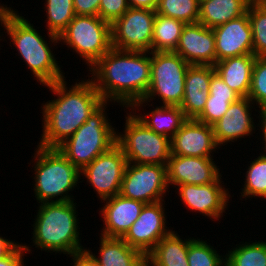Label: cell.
Returning <instances> with one entry per match:
<instances>
[{"mask_svg":"<svg viewBox=\"0 0 266 266\" xmlns=\"http://www.w3.org/2000/svg\"><path fill=\"white\" fill-rule=\"evenodd\" d=\"M247 13L253 35V54L266 56V5L252 1Z\"/></svg>","mask_w":266,"mask_h":266,"instance_id":"32","label":"cell"},{"mask_svg":"<svg viewBox=\"0 0 266 266\" xmlns=\"http://www.w3.org/2000/svg\"><path fill=\"white\" fill-rule=\"evenodd\" d=\"M58 38L89 69L112 48L111 24L99 16L75 15Z\"/></svg>","mask_w":266,"mask_h":266,"instance_id":"8","label":"cell"},{"mask_svg":"<svg viewBox=\"0 0 266 266\" xmlns=\"http://www.w3.org/2000/svg\"><path fill=\"white\" fill-rule=\"evenodd\" d=\"M99 253L86 248L101 266H146V257L122 238L100 235Z\"/></svg>","mask_w":266,"mask_h":266,"instance_id":"23","label":"cell"},{"mask_svg":"<svg viewBox=\"0 0 266 266\" xmlns=\"http://www.w3.org/2000/svg\"><path fill=\"white\" fill-rule=\"evenodd\" d=\"M189 66L175 52H151L150 83L143 100L153 104L152 100L158 97L163 103L160 105L180 106Z\"/></svg>","mask_w":266,"mask_h":266,"instance_id":"9","label":"cell"},{"mask_svg":"<svg viewBox=\"0 0 266 266\" xmlns=\"http://www.w3.org/2000/svg\"><path fill=\"white\" fill-rule=\"evenodd\" d=\"M257 130H259V134L261 135V139L259 140L262 143V147L261 150L263 149L262 153L264 155H266V115H263L260 121V129L257 128ZM262 132V133H261Z\"/></svg>","mask_w":266,"mask_h":266,"instance_id":"45","label":"cell"},{"mask_svg":"<svg viewBox=\"0 0 266 266\" xmlns=\"http://www.w3.org/2000/svg\"><path fill=\"white\" fill-rule=\"evenodd\" d=\"M18 244L0 235V260L5 258Z\"/></svg>","mask_w":266,"mask_h":266,"instance_id":"43","label":"cell"},{"mask_svg":"<svg viewBox=\"0 0 266 266\" xmlns=\"http://www.w3.org/2000/svg\"><path fill=\"white\" fill-rule=\"evenodd\" d=\"M250 165V166H249ZM248 166V168H247ZM246 166V174L243 188H241L240 200L252 199V197L262 198L266 200V155L259 153L255 158Z\"/></svg>","mask_w":266,"mask_h":266,"instance_id":"28","label":"cell"},{"mask_svg":"<svg viewBox=\"0 0 266 266\" xmlns=\"http://www.w3.org/2000/svg\"><path fill=\"white\" fill-rule=\"evenodd\" d=\"M34 161V197L40 203L75 201L69 193L76 189L80 170L56 148L36 146ZM71 194V195H70Z\"/></svg>","mask_w":266,"mask_h":266,"instance_id":"5","label":"cell"},{"mask_svg":"<svg viewBox=\"0 0 266 266\" xmlns=\"http://www.w3.org/2000/svg\"><path fill=\"white\" fill-rule=\"evenodd\" d=\"M158 0H128L130 8L150 9L155 11Z\"/></svg>","mask_w":266,"mask_h":266,"instance_id":"44","label":"cell"},{"mask_svg":"<svg viewBox=\"0 0 266 266\" xmlns=\"http://www.w3.org/2000/svg\"><path fill=\"white\" fill-rule=\"evenodd\" d=\"M151 52L111 48L88 71L103 101L129 109L144 99L150 83ZM119 103V104H116Z\"/></svg>","mask_w":266,"mask_h":266,"instance_id":"1","label":"cell"},{"mask_svg":"<svg viewBox=\"0 0 266 266\" xmlns=\"http://www.w3.org/2000/svg\"><path fill=\"white\" fill-rule=\"evenodd\" d=\"M101 0H73L76 15L98 16Z\"/></svg>","mask_w":266,"mask_h":266,"instance_id":"40","label":"cell"},{"mask_svg":"<svg viewBox=\"0 0 266 266\" xmlns=\"http://www.w3.org/2000/svg\"><path fill=\"white\" fill-rule=\"evenodd\" d=\"M193 237L182 239L172 231L163 237L154 249L146 256V266H189L187 254L189 242Z\"/></svg>","mask_w":266,"mask_h":266,"instance_id":"24","label":"cell"},{"mask_svg":"<svg viewBox=\"0 0 266 266\" xmlns=\"http://www.w3.org/2000/svg\"><path fill=\"white\" fill-rule=\"evenodd\" d=\"M15 10L12 7H8L7 4L4 5L3 3H0V27L2 26V30H4L5 33V28L7 26L8 20L9 18L14 14ZM1 31V30H0ZM3 32L2 35L0 33V41H2L3 38H1L3 36Z\"/></svg>","mask_w":266,"mask_h":266,"instance_id":"42","label":"cell"},{"mask_svg":"<svg viewBox=\"0 0 266 266\" xmlns=\"http://www.w3.org/2000/svg\"><path fill=\"white\" fill-rule=\"evenodd\" d=\"M127 163L125 154L116 144L82 168L80 175L87 178V185H91L102 201L119 194Z\"/></svg>","mask_w":266,"mask_h":266,"instance_id":"12","label":"cell"},{"mask_svg":"<svg viewBox=\"0 0 266 266\" xmlns=\"http://www.w3.org/2000/svg\"><path fill=\"white\" fill-rule=\"evenodd\" d=\"M69 257L72 258L73 263H70L72 266H101L87 249L75 252Z\"/></svg>","mask_w":266,"mask_h":266,"instance_id":"41","label":"cell"},{"mask_svg":"<svg viewBox=\"0 0 266 266\" xmlns=\"http://www.w3.org/2000/svg\"><path fill=\"white\" fill-rule=\"evenodd\" d=\"M165 200L145 204L138 219L122 239L132 248L140 251L145 257L157 243L170 234L173 229L167 227Z\"/></svg>","mask_w":266,"mask_h":266,"instance_id":"13","label":"cell"},{"mask_svg":"<svg viewBox=\"0 0 266 266\" xmlns=\"http://www.w3.org/2000/svg\"><path fill=\"white\" fill-rule=\"evenodd\" d=\"M128 0H101L99 5L98 16L112 24L120 18L128 9Z\"/></svg>","mask_w":266,"mask_h":266,"instance_id":"37","label":"cell"},{"mask_svg":"<svg viewBox=\"0 0 266 266\" xmlns=\"http://www.w3.org/2000/svg\"><path fill=\"white\" fill-rule=\"evenodd\" d=\"M253 0H200L199 20L208 28H215L247 13Z\"/></svg>","mask_w":266,"mask_h":266,"instance_id":"25","label":"cell"},{"mask_svg":"<svg viewBox=\"0 0 266 266\" xmlns=\"http://www.w3.org/2000/svg\"><path fill=\"white\" fill-rule=\"evenodd\" d=\"M259 4L266 5V0H253Z\"/></svg>","mask_w":266,"mask_h":266,"instance_id":"46","label":"cell"},{"mask_svg":"<svg viewBox=\"0 0 266 266\" xmlns=\"http://www.w3.org/2000/svg\"><path fill=\"white\" fill-rule=\"evenodd\" d=\"M20 15L22 14L15 11L5 28V33L11 40L9 45L12 44L18 51V58L21 56L34 79L43 86L65 79V72L58 65L60 61H57L52 48L60 43L58 36L47 32L51 42L45 40L40 30Z\"/></svg>","mask_w":266,"mask_h":266,"instance_id":"3","label":"cell"},{"mask_svg":"<svg viewBox=\"0 0 266 266\" xmlns=\"http://www.w3.org/2000/svg\"><path fill=\"white\" fill-rule=\"evenodd\" d=\"M184 26L181 20L156 14L151 52H175Z\"/></svg>","mask_w":266,"mask_h":266,"instance_id":"26","label":"cell"},{"mask_svg":"<svg viewBox=\"0 0 266 266\" xmlns=\"http://www.w3.org/2000/svg\"><path fill=\"white\" fill-rule=\"evenodd\" d=\"M156 11L129 8L111 24V44L120 50L151 52Z\"/></svg>","mask_w":266,"mask_h":266,"instance_id":"11","label":"cell"},{"mask_svg":"<svg viewBox=\"0 0 266 266\" xmlns=\"http://www.w3.org/2000/svg\"><path fill=\"white\" fill-rule=\"evenodd\" d=\"M208 97L209 91L203 90L196 94H184L179 107L187 119H196L204 110Z\"/></svg>","mask_w":266,"mask_h":266,"instance_id":"36","label":"cell"},{"mask_svg":"<svg viewBox=\"0 0 266 266\" xmlns=\"http://www.w3.org/2000/svg\"><path fill=\"white\" fill-rule=\"evenodd\" d=\"M46 29L57 36L68 26L75 17L73 0H45Z\"/></svg>","mask_w":266,"mask_h":266,"instance_id":"29","label":"cell"},{"mask_svg":"<svg viewBox=\"0 0 266 266\" xmlns=\"http://www.w3.org/2000/svg\"><path fill=\"white\" fill-rule=\"evenodd\" d=\"M255 59L254 54L229 57L215 63V72L241 97H248Z\"/></svg>","mask_w":266,"mask_h":266,"instance_id":"22","label":"cell"},{"mask_svg":"<svg viewBox=\"0 0 266 266\" xmlns=\"http://www.w3.org/2000/svg\"><path fill=\"white\" fill-rule=\"evenodd\" d=\"M222 175L211 184L204 185H178L175 192L180 197L186 209L202 214L209 219L219 221L228 210L229 199L234 197L225 188ZM223 182V183H222Z\"/></svg>","mask_w":266,"mask_h":266,"instance_id":"14","label":"cell"},{"mask_svg":"<svg viewBox=\"0 0 266 266\" xmlns=\"http://www.w3.org/2000/svg\"><path fill=\"white\" fill-rule=\"evenodd\" d=\"M215 73L212 65H190L186 72L184 94L209 91L210 80Z\"/></svg>","mask_w":266,"mask_h":266,"instance_id":"34","label":"cell"},{"mask_svg":"<svg viewBox=\"0 0 266 266\" xmlns=\"http://www.w3.org/2000/svg\"><path fill=\"white\" fill-rule=\"evenodd\" d=\"M175 53L190 65L214 66L216 47L213 29L200 22L185 24Z\"/></svg>","mask_w":266,"mask_h":266,"instance_id":"18","label":"cell"},{"mask_svg":"<svg viewBox=\"0 0 266 266\" xmlns=\"http://www.w3.org/2000/svg\"><path fill=\"white\" fill-rule=\"evenodd\" d=\"M31 251L29 245L19 243L5 258L0 260V266H24V255Z\"/></svg>","mask_w":266,"mask_h":266,"instance_id":"39","label":"cell"},{"mask_svg":"<svg viewBox=\"0 0 266 266\" xmlns=\"http://www.w3.org/2000/svg\"><path fill=\"white\" fill-rule=\"evenodd\" d=\"M216 62L229 57L253 54V35L248 13L213 28Z\"/></svg>","mask_w":266,"mask_h":266,"instance_id":"19","label":"cell"},{"mask_svg":"<svg viewBox=\"0 0 266 266\" xmlns=\"http://www.w3.org/2000/svg\"><path fill=\"white\" fill-rule=\"evenodd\" d=\"M146 105H149L148 107L152 106L151 111L143 114L142 112L138 113L142 110V107L144 112V106L146 107ZM153 106L154 104H148V102L142 99L135 102L129 110H131L134 115L149 129L153 130L157 134L164 135L171 139L178 132L187 118L179 106L158 105L155 106L156 108Z\"/></svg>","mask_w":266,"mask_h":266,"instance_id":"21","label":"cell"},{"mask_svg":"<svg viewBox=\"0 0 266 266\" xmlns=\"http://www.w3.org/2000/svg\"><path fill=\"white\" fill-rule=\"evenodd\" d=\"M199 8L200 0H158L155 11L188 24L198 22Z\"/></svg>","mask_w":266,"mask_h":266,"instance_id":"30","label":"cell"},{"mask_svg":"<svg viewBox=\"0 0 266 266\" xmlns=\"http://www.w3.org/2000/svg\"><path fill=\"white\" fill-rule=\"evenodd\" d=\"M125 112L124 130L117 131L116 144L127 162L167 166L171 156L170 138L149 129L129 109Z\"/></svg>","mask_w":266,"mask_h":266,"instance_id":"7","label":"cell"},{"mask_svg":"<svg viewBox=\"0 0 266 266\" xmlns=\"http://www.w3.org/2000/svg\"><path fill=\"white\" fill-rule=\"evenodd\" d=\"M207 240L194 238L189 242V266H225V255H220Z\"/></svg>","mask_w":266,"mask_h":266,"instance_id":"31","label":"cell"},{"mask_svg":"<svg viewBox=\"0 0 266 266\" xmlns=\"http://www.w3.org/2000/svg\"><path fill=\"white\" fill-rule=\"evenodd\" d=\"M104 203L99 215L103 218L100 235L122 238L138 219L145 203L128 199L120 194L101 201Z\"/></svg>","mask_w":266,"mask_h":266,"instance_id":"20","label":"cell"},{"mask_svg":"<svg viewBox=\"0 0 266 266\" xmlns=\"http://www.w3.org/2000/svg\"><path fill=\"white\" fill-rule=\"evenodd\" d=\"M225 266H266V240L236 244L226 253Z\"/></svg>","mask_w":266,"mask_h":266,"instance_id":"27","label":"cell"},{"mask_svg":"<svg viewBox=\"0 0 266 266\" xmlns=\"http://www.w3.org/2000/svg\"><path fill=\"white\" fill-rule=\"evenodd\" d=\"M166 167L168 186L174 188L185 184H211L222 175L213 158L171 155Z\"/></svg>","mask_w":266,"mask_h":266,"instance_id":"17","label":"cell"},{"mask_svg":"<svg viewBox=\"0 0 266 266\" xmlns=\"http://www.w3.org/2000/svg\"><path fill=\"white\" fill-rule=\"evenodd\" d=\"M167 167L127 163L119 194L145 204L164 200L168 191Z\"/></svg>","mask_w":266,"mask_h":266,"instance_id":"10","label":"cell"},{"mask_svg":"<svg viewBox=\"0 0 266 266\" xmlns=\"http://www.w3.org/2000/svg\"><path fill=\"white\" fill-rule=\"evenodd\" d=\"M248 98L259 108L254 111L262 117L266 113V56H257L255 59Z\"/></svg>","mask_w":266,"mask_h":266,"instance_id":"33","label":"cell"},{"mask_svg":"<svg viewBox=\"0 0 266 266\" xmlns=\"http://www.w3.org/2000/svg\"><path fill=\"white\" fill-rule=\"evenodd\" d=\"M209 95L220 98H242L237 92L232 90L217 73L211 77Z\"/></svg>","mask_w":266,"mask_h":266,"instance_id":"38","label":"cell"},{"mask_svg":"<svg viewBox=\"0 0 266 266\" xmlns=\"http://www.w3.org/2000/svg\"><path fill=\"white\" fill-rule=\"evenodd\" d=\"M80 81L71 86L66 79L45 85L57 97L41 106L43 129L38 146L57 148L104 102L89 77Z\"/></svg>","mask_w":266,"mask_h":266,"instance_id":"2","label":"cell"},{"mask_svg":"<svg viewBox=\"0 0 266 266\" xmlns=\"http://www.w3.org/2000/svg\"><path fill=\"white\" fill-rule=\"evenodd\" d=\"M76 202H45L37 204L33 221L32 242L38 250L72 255L86 249L81 244Z\"/></svg>","mask_w":266,"mask_h":266,"instance_id":"4","label":"cell"},{"mask_svg":"<svg viewBox=\"0 0 266 266\" xmlns=\"http://www.w3.org/2000/svg\"><path fill=\"white\" fill-rule=\"evenodd\" d=\"M254 103L248 97H242L238 101L231 103L226 113L212 125L215 140L219 147L225 146L231 142L235 143L238 139L253 136L256 128H260V121L255 125L252 116V109H255Z\"/></svg>","mask_w":266,"mask_h":266,"instance_id":"15","label":"cell"},{"mask_svg":"<svg viewBox=\"0 0 266 266\" xmlns=\"http://www.w3.org/2000/svg\"><path fill=\"white\" fill-rule=\"evenodd\" d=\"M108 105L109 102L104 101L71 137L56 148L79 170L116 145L117 129L108 118Z\"/></svg>","mask_w":266,"mask_h":266,"instance_id":"6","label":"cell"},{"mask_svg":"<svg viewBox=\"0 0 266 266\" xmlns=\"http://www.w3.org/2000/svg\"><path fill=\"white\" fill-rule=\"evenodd\" d=\"M170 145L171 155L190 157L213 158L220 149L213 127L196 119H187L170 139Z\"/></svg>","mask_w":266,"mask_h":266,"instance_id":"16","label":"cell"},{"mask_svg":"<svg viewBox=\"0 0 266 266\" xmlns=\"http://www.w3.org/2000/svg\"><path fill=\"white\" fill-rule=\"evenodd\" d=\"M239 99L212 97L209 95L204 110L196 120L212 126L226 113L229 105Z\"/></svg>","mask_w":266,"mask_h":266,"instance_id":"35","label":"cell"}]
</instances>
